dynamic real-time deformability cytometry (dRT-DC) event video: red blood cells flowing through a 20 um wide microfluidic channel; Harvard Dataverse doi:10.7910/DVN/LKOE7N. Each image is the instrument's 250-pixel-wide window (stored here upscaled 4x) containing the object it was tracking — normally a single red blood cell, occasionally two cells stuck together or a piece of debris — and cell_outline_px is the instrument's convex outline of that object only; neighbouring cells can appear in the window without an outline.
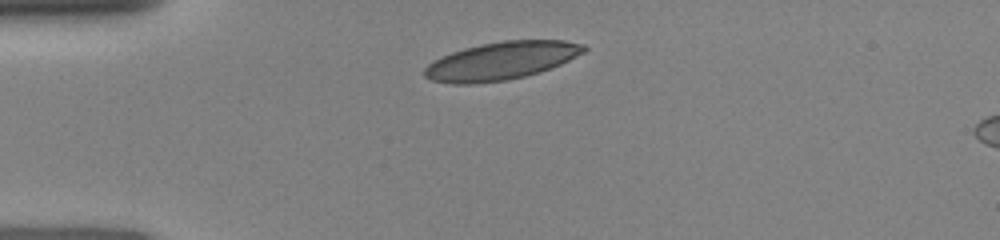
{"species": "human", "species_latin": "Homo sapiens", "temperature_condition": "room temperature", "stored_images_in_passage": 24, "camera_frame_rate_fps": 3000, "um_per_image_px": 0.085, "donor": {"sex": "female"}, "frame": {"image": 1, "passage_image": 1, "time_ms": 0.0, "image_size_px": [1000, 240], "cell_outline_px": [[588, 48], [584, 52], [560, 64], [540, 72], [524, 76], [504, 80], [472, 84], [452, 84], [432, 80], [424, 76], [424, 68], [428, 64], [452, 52], [464, 48], [480, 44], [504, 40], [564, 40], [584, 44]], "centroid_in_image_um": [42.62, 5.16], "position_along_channel_um": 42.4, "area_um2": 34.97}}
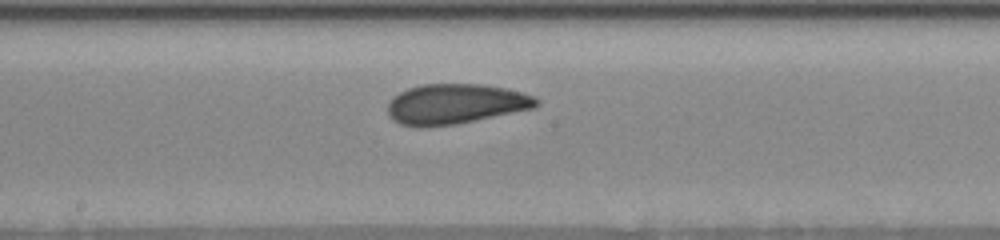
{"frame": {"image": 2, "passage_image": 10, "time_ms": 4.667, "image_size_px": [1000, 240], "cell_outline_px": [[540, 104], [536, 108], [456, 124], [420, 128], [416, 128], [400, 124], [392, 120], [388, 116], [388, 104], [392, 96], [408, 88], [424, 84], [480, 84], [504, 88], [520, 92], [532, 96], [540, 100]], "centroid_in_image_um": [38.68, 8.85], "position_along_channel_um": 209.5, "area_um2": 35.03}}
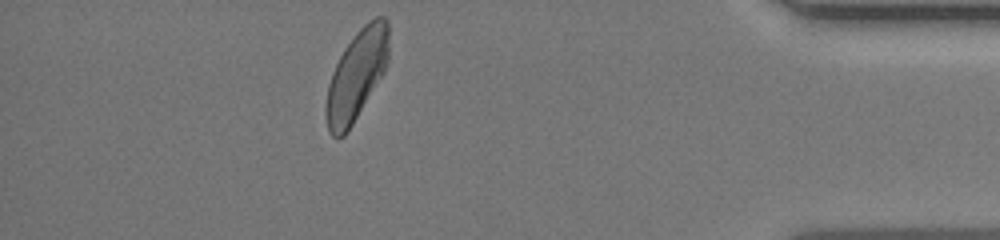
{"frame": {"image": 3, "passage_image": 21, "time_ms": 10.333, "image_size_px": [1000, 240], "cell_outline_px": [[388, 60], [384, 72], [352, 124], [344, 136], [336, 140], [328, 132], [324, 112], [324, 108], [328, 84], [332, 72], [344, 48], [356, 32], [368, 20], [376, 16], [384, 16], [388, 20]], "centroid_in_image_um": [30.28, 6.41], "position_along_channel_um": 404.9, "area_um2": 33.0}}